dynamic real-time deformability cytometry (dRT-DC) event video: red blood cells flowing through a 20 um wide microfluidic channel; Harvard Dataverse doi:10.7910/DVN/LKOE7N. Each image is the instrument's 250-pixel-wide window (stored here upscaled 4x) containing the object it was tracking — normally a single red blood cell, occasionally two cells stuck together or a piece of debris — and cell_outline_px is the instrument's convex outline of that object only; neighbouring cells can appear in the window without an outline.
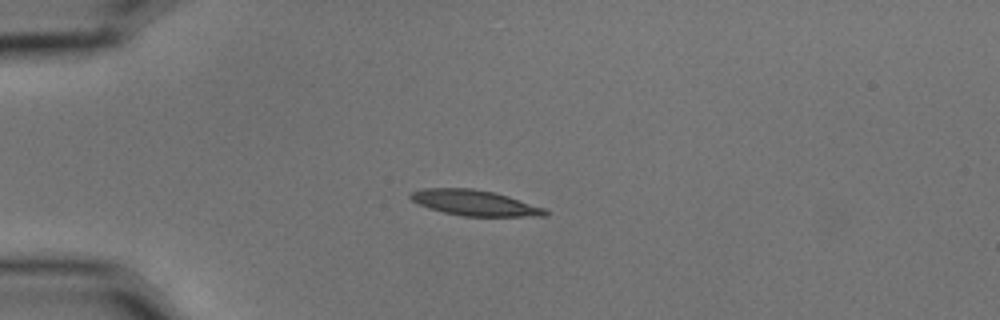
{"species": "common noctule bat (a hibernating species)", "species_latin": "Nyctalus noctula", "temperature_condition": "cold", "stored_images_in_passage": 1, "camera_frame_rate_fps": 3000, "um_per_image_px": 0.085, "animal": {"sex": "male", "body_mass_g": 15.6}, "frame": {"image": 1, "passage_image": 1, "time_ms": 0.0, "image_size_px": [1000, 320], "cell_outline_px": [[548, 216], [464, 216], [444, 212], [428, 208], [412, 200], [408, 196], [412, 192], [424, 188], [472, 188], [492, 192], [508, 196], [544, 208], [548, 212]], "centroid_in_image_um": [40.34, 17.24], "position_along_channel_um": 44.7, "area_um2": 19.83}}